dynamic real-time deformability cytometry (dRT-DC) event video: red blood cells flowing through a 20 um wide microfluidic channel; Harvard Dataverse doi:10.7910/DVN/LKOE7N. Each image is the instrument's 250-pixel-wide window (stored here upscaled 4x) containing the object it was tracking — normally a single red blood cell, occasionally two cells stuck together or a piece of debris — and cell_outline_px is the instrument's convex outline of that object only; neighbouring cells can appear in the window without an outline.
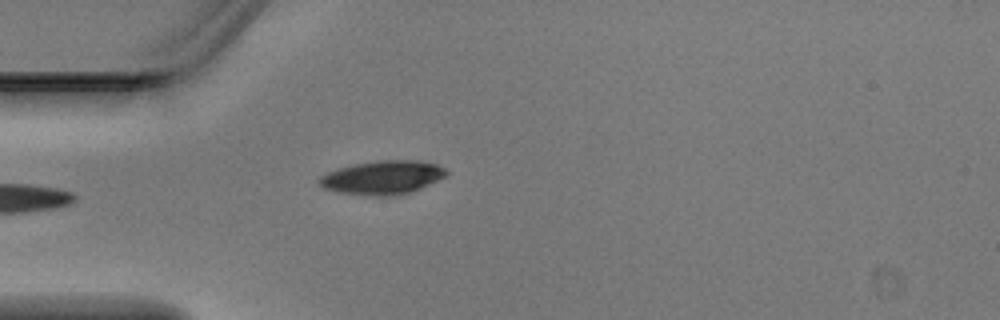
{"species": "Egyptian fruit bat (a non-hibernating species)", "species_latin": "Rousettus aegyptiacus", "temperature_condition": "warm", "stored_images_in_passage": 4, "camera_frame_rate_fps": 3000, "um_per_image_px": 0.085, "animal": {"sex": "male"}, "frame": {"image": 1, "passage_image": 4, "time_ms": 1.0, "image_size_px": [1000, 320], "cell_outline_px": [[448, 176], [412, 192], [400, 196], [372, 196], [340, 192], [324, 188], [316, 180], [320, 176], [336, 168], [356, 164], [380, 160], [416, 160], [436, 164], [444, 168], [448, 172]], "centroid_in_image_um": [32.54, 15.09], "position_along_channel_um": 52.5, "area_um2": 25.14}}